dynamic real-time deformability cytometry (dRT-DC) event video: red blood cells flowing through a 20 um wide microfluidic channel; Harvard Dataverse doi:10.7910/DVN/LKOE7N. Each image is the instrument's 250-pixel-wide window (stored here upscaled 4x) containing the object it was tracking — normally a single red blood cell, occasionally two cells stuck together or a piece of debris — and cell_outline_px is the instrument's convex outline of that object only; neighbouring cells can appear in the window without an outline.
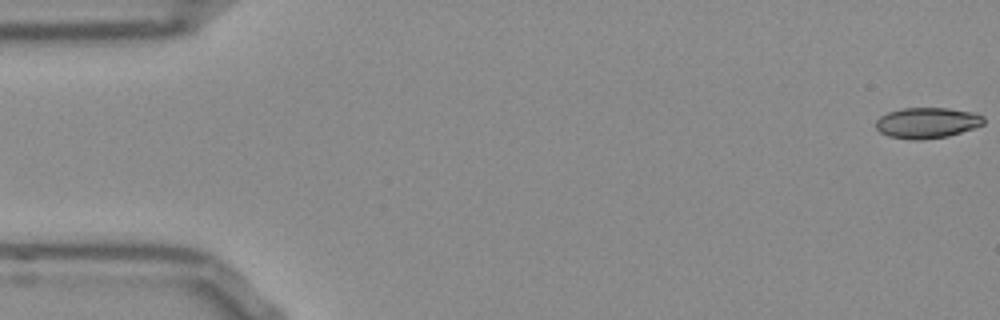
{"species": "Egyptian fruit bat (a non-hibernating species)", "species_latin": "Rousettus aegyptiacus", "temperature_condition": "room temperature", "stored_images_in_passage": 9, "camera_frame_rate_fps": 3000, "um_per_image_px": 0.085, "frame": {"image": 1, "passage_image": 1, "time_ms": 0.0, "image_size_px": [1000, 320], "cell_outline_px": [[984, 124], [948, 136], [920, 140], [912, 140], [888, 136], [880, 132], [876, 128], [876, 120], [880, 116], [888, 112], [900, 108], [948, 108], [976, 112], [984, 116]], "centroid_in_image_um": [78.8, 10.43], "position_along_channel_um": 6.2, "area_um2": 19.42}}